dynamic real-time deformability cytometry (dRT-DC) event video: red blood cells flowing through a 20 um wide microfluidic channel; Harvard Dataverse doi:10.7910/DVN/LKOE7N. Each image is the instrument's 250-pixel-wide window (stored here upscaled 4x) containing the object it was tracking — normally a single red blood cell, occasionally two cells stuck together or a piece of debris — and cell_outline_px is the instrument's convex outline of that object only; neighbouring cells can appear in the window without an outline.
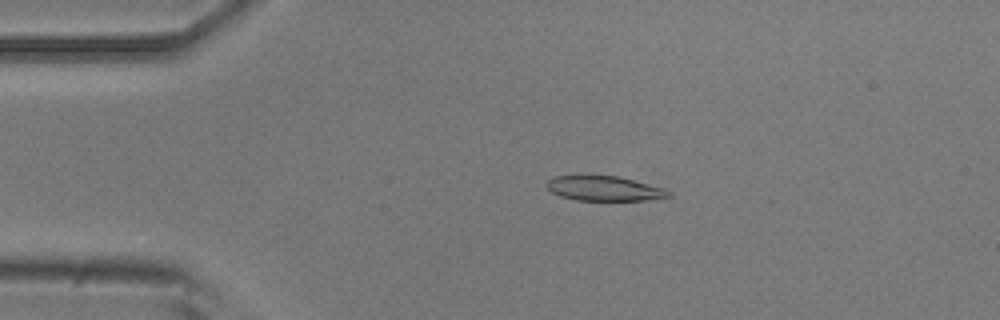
{"species": "common noctule bat (a hibernating species)", "species_latin": "Nyctalus noctula", "temperature_condition": "room temperature", "stored_images_in_passage": 3, "camera_frame_rate_fps": 3000, "um_per_image_px": 0.085, "animal": {"sex": "male", "body_mass_g": 20.5, "forearm_length_mm": 52.5}, "frame": {"image": 1, "passage_image": 2, "time_ms": 0.333, "image_size_px": [1000, 320], "cell_outline_px": [[672, 196], [644, 200], [576, 200], [560, 196], [552, 192], [544, 184], [552, 176], [576, 172], [580, 172], [616, 176], [664, 188], [672, 192]], "centroid_in_image_um": [51.24, 15.96], "position_along_channel_um": 33.8, "area_um2": 18.38}}